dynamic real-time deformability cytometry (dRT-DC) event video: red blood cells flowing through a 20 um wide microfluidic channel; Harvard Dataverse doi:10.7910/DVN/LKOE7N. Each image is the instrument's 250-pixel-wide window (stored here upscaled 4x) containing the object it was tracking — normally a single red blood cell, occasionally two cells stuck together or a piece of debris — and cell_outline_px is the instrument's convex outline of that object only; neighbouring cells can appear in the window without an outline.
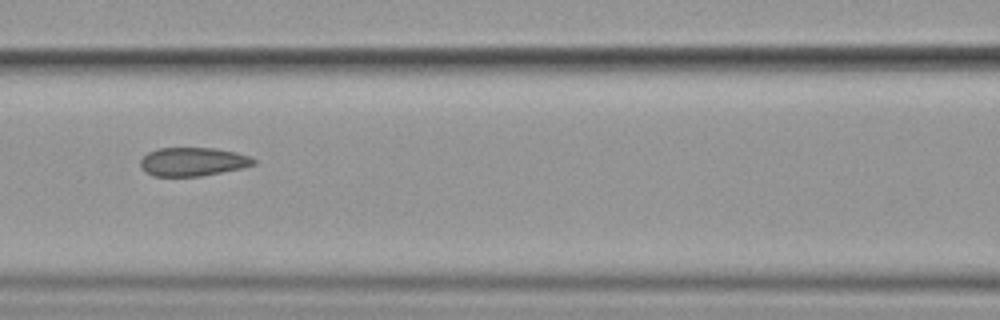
{"species": "common noctule bat (a hibernating species)", "species_latin": "Nyctalus noctula", "temperature_condition": "cold", "stored_images_in_passage": 5, "camera_frame_rate_fps": 3000, "um_per_image_px": 0.085, "animal": {"sex": "female", "body_mass_g": 19.9}, "frame": {"image": 1, "passage_image": 4, "time_ms": 3.667, "image_size_px": [1000, 320], "cell_outline_px": [[256, 164], [240, 168], [200, 176], [152, 176], [140, 164], [140, 160], [148, 152], [160, 148], [216, 148], [236, 152], [248, 156], [256, 160]], "centroid_in_image_um": [16.4, 13.74], "position_along_channel_um": 150.2, "area_um2": 18.61}}
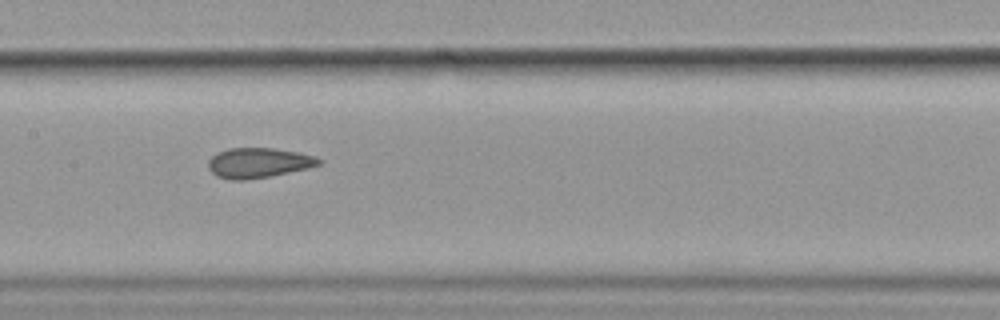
{"frame": {"image": 2, "passage_image": 5, "time_ms": 4.667, "image_size_px": [1000, 320], "cell_outline_px": [[320, 164], [308, 168], [268, 176], [244, 180], [232, 180], [216, 176], [208, 168], [208, 160], [216, 152], [228, 148], [272, 148], [300, 152], [316, 156], [320, 160]], "centroid_in_image_um": [21.94, 13.83], "position_along_channel_um": 185.5, "area_um2": 19.31}}